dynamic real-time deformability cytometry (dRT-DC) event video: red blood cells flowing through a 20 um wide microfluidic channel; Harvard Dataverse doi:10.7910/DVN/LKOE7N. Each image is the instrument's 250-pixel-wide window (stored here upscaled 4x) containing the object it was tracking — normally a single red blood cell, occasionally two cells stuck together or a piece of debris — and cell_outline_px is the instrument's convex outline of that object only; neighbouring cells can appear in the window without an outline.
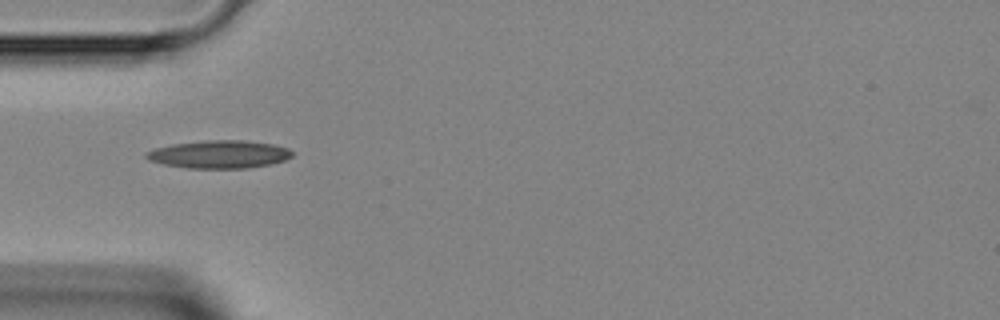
{"species": "Egyptian fruit bat (a non-hibernating species)", "species_latin": "Rousettus aegyptiacus", "temperature_condition": "room temperature", "stored_images_in_passage": 27, "camera_frame_rate_fps": 3000, "um_per_image_px": 0.085, "animal": {"sex": "female"}, "frame": {"image": 1, "passage_image": 1, "time_ms": 0.0, "image_size_px": [1000, 320], "cell_outline_px": [[292, 156], [284, 160], [268, 164], [248, 168], [188, 168], [164, 164], [148, 160], [144, 156], [144, 152], [156, 148], [172, 144], [204, 140], [244, 140], [272, 144], [288, 148], [292, 152]], "centroid_in_image_um": [18.59, 13.11], "position_along_channel_um": 66.4, "area_um2": 23.64}}
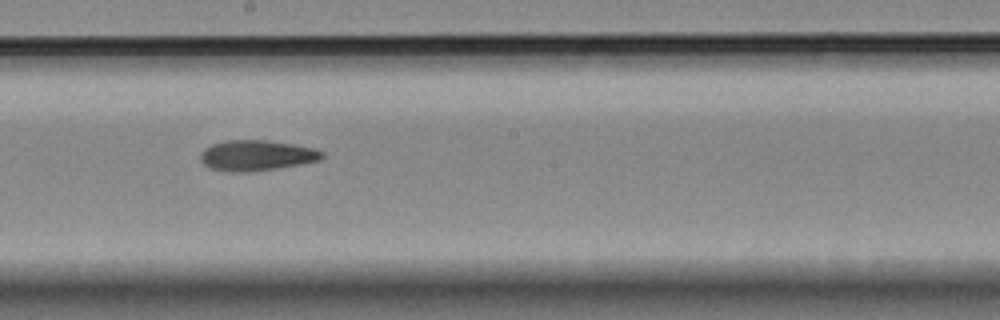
{"frame": {"image": 2, "passage_image": 12, "time_ms": 3.667, "image_size_px": [1000, 320], "cell_outline_px": [[324, 156], [320, 160], [276, 168], [244, 172], [232, 172], [212, 168], [204, 164], [200, 160], [200, 152], [204, 148], [212, 144], [224, 140], [268, 140], [296, 144], [316, 148], [324, 152]], "centroid_in_image_um": [21.81, 13.19], "position_along_channel_um": 226.4, "area_um2": 21.68}}
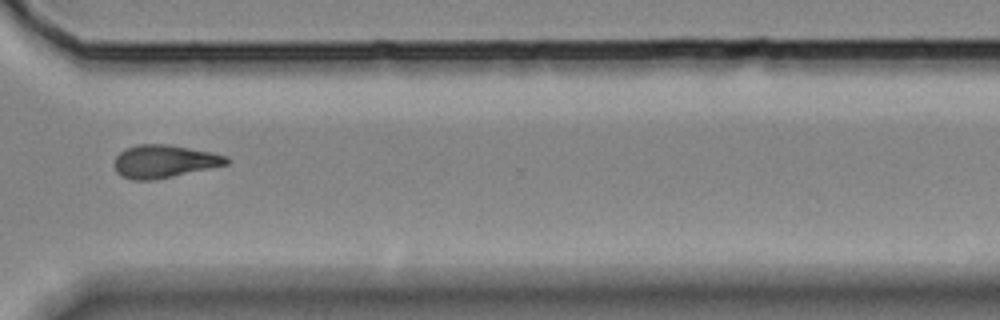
{"frame": {"image": 3, "passage_image": 21, "time_ms": 6.667, "image_size_px": [1000, 320], "cell_outline_px": [[228, 164], [156, 180], [132, 180], [120, 176], [116, 172], [112, 164], [116, 156], [124, 148], [136, 144], [168, 144], [212, 152], [228, 156]], "centroid_in_image_um": [13.9, 13.72], "position_along_channel_um": 356.7, "area_um2": 21.79}}